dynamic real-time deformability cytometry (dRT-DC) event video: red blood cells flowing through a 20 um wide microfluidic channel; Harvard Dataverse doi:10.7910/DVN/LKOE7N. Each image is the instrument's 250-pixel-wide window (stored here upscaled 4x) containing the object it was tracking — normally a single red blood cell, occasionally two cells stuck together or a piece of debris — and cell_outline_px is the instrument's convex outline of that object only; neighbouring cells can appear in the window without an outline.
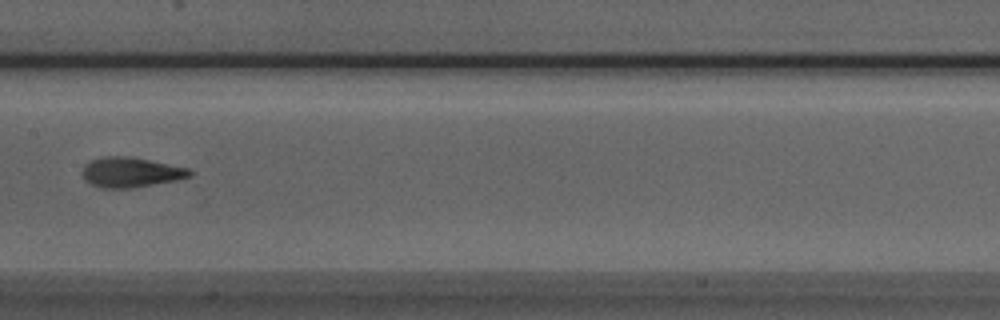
{"species": "Egyptian fruit bat (a non-hibernating species)", "species_latin": "Rousettus aegyptiacus", "temperature_condition": "room temperature", "stored_images_in_passage": 7, "camera_frame_rate_fps": 3000, "um_per_image_px": 0.085, "animal": {"sex": "male"}, "frame": {"image": 1, "passage_image": 7, "time_ms": 2.0, "image_size_px": [1000, 320], "cell_outline_px": [[192, 176], [176, 180], [132, 188], [100, 188], [84, 180], [80, 172], [84, 164], [92, 160], [104, 156], [128, 156], [188, 168], [192, 172]], "centroid_in_image_um": [11.06, 14.65], "position_along_channel_um": 196.3, "area_um2": 18.79}}